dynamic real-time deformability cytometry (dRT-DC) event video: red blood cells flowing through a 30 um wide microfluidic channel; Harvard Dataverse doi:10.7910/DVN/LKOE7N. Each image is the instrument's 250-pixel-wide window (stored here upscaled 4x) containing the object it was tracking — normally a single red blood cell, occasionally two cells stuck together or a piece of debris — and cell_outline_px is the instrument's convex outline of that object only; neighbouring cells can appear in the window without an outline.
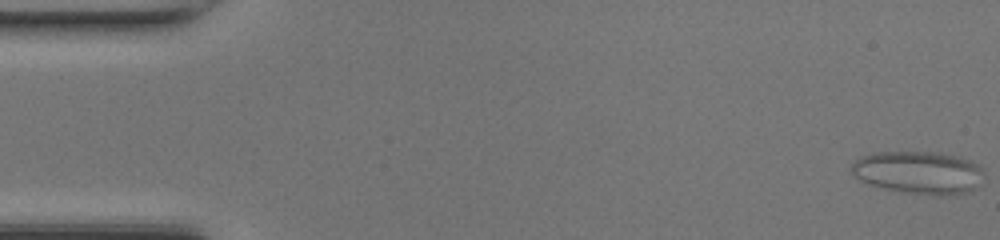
{"species": "common noctule bat (a hibernating species)", "species_latin": "Nyctalus noctula", "temperature_condition": "room temperature", "stored_images_in_passage": 48, "camera_frame_rate_fps": 3000, "um_per_image_px": 0.085, "animal": {"sex": "female", "body_mass_g": 17.0, "forearm_length_mm": 48.0}, "frame": {"image": 1, "passage_image": 1, "time_ms": 0.0, "image_size_px": [1000, 240], "cell_outline_px": [[984, 184], [968, 192], [936, 196], [900, 192], [868, 184], [860, 180], [848, 168], [860, 156], [872, 152], [940, 152], [960, 156], [972, 160], [984, 168]], "centroid_in_image_um": [78.14, 14.66], "position_along_channel_um": 6.9, "area_um2": 33.87}}
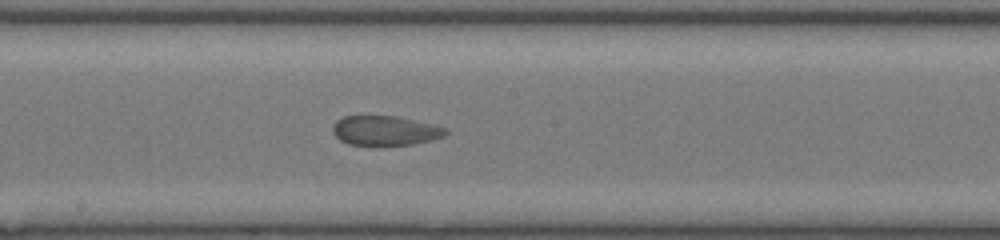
{"frame": {"image": 2, "passage_image": 26, "time_ms": 8.333, "image_size_px": [1000, 240], "cell_outline_px": [[448, 132], [444, 136], [432, 140], [412, 144], [348, 144], [340, 140], [332, 132], [332, 124], [336, 120], [344, 116], [396, 116], [436, 124], [448, 128]], "centroid_in_image_um": [32.76, 11.08], "position_along_channel_um": 215.4, "area_um2": 19.48}}
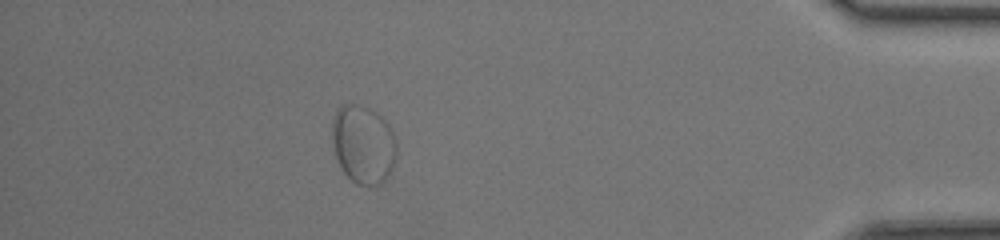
{"frame": {"image": 3, "passage_image": 43, "time_ms": 14.0, "image_size_px": [1000, 240], "cell_outline_px": [[396, 160], [392, 172], [380, 184], [356, 184], [344, 172], [336, 156], [332, 140], [332, 116], [336, 108], [340, 104], [364, 104], [372, 108], [392, 128], [396, 140]], "centroid_in_image_um": [30.88, 12.21], "position_along_channel_um": 404.3, "area_um2": 29.94}}